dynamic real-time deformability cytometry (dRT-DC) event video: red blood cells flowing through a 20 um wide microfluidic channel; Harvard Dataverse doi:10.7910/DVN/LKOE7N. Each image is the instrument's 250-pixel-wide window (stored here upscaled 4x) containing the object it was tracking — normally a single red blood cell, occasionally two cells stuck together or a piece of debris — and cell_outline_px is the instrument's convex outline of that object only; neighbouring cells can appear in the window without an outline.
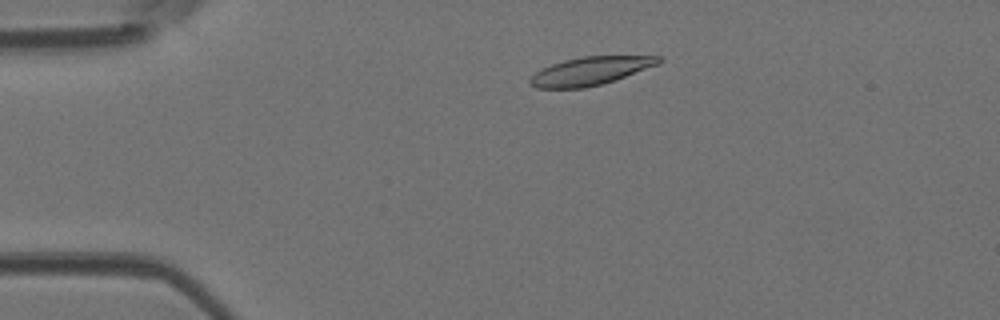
{"species": "Egyptian fruit bat (a non-hibernating species)", "species_latin": "Rousettus aegyptiacus", "temperature_condition": "room temperature", "stored_images_in_passage": 47, "camera_frame_rate_fps": 3000, "um_per_image_px": 0.085, "animal": {"sex": "female"}, "frame": {"image": 1, "passage_image": 7, "time_ms": 2.0, "image_size_px": [1000, 320], "cell_outline_px": [[664, 60], [656, 64], [624, 76], [600, 84], [584, 88], [536, 88], [528, 84], [528, 80], [536, 72], [552, 64], [564, 60], [584, 56], [660, 56]], "centroid_in_image_um": [50.11, 6.03], "position_along_channel_um": 34.9, "area_um2": 20.63}}
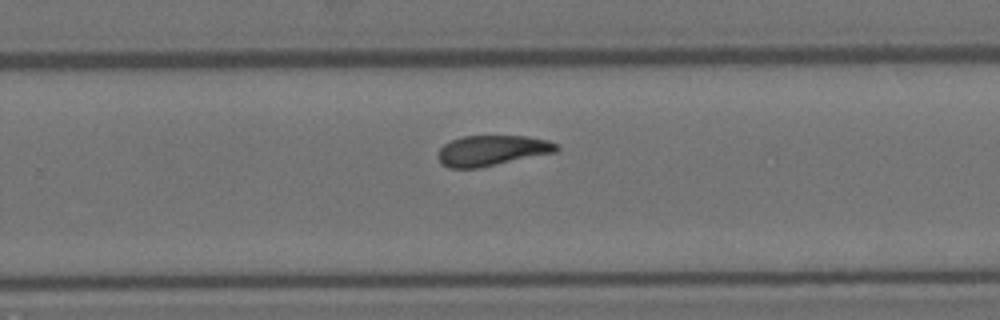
{"frame": {"image": 2, "passage_image": 29, "time_ms": 9.333, "image_size_px": [1000, 320], "cell_outline_px": [[560, 148], [556, 152], [476, 168], [448, 168], [440, 164], [436, 156], [440, 148], [444, 144], [460, 136], [528, 136], [548, 140], [556, 144]], "centroid_in_image_um": [41.77, 12.79], "position_along_channel_um": 288.0, "area_um2": 21.04}}
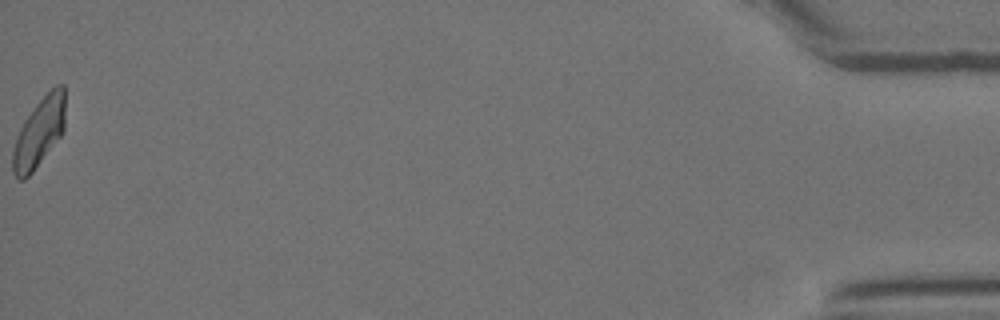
{"frame": {"image": 3, "passage_image": 47, "time_ms": 15.333, "image_size_px": [1000, 320], "cell_outline_px": [[64, 132], [32, 172], [24, 180], [20, 180], [12, 172], [12, 152], [20, 128], [24, 120], [36, 104], [56, 84], [64, 84]], "centroid_in_image_um": [3.32, 11.27], "position_along_channel_um": 431.9, "area_um2": 20.87}, "authors_computed_cell_mechanics": {"area_um2": 21.3282, "velocity_mm_per_s": 4.0367, "shape_relaxation_time_tau1_ms": 7.4875, "shape_relaxation_time_tau2_ms": 4.4819, "deformation_change_tau1": 0.1984, "deformation_change_tau2": 0.1185}}